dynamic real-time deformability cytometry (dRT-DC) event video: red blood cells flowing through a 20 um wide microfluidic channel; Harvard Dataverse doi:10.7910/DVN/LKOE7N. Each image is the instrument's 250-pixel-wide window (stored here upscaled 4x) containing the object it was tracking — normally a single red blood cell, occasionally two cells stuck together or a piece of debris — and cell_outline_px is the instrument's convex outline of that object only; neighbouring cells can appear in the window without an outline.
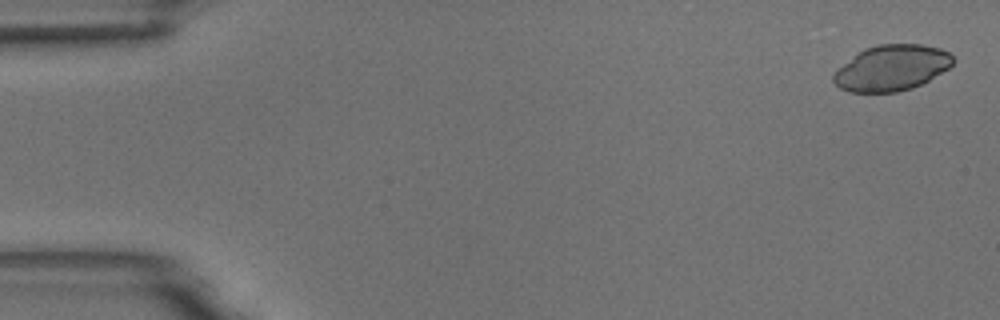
{"species": "common noctule bat (a hibernating species)", "species_latin": "Nyctalus noctula", "temperature_condition": "room temperature", "stored_images_in_passage": 55, "camera_frame_rate_fps": 3000, "um_per_image_px": 0.085, "animal": {"sex": "male", "body_mass_g": 18.8}, "frame": {"image": 1, "passage_image": 2, "time_ms": 0.333, "image_size_px": [1000, 320], "cell_outline_px": [[956, 60], [948, 68], [928, 80], [912, 88], [896, 92], [848, 92], [840, 88], [832, 80], [832, 76], [836, 68], [864, 48], [876, 44], [924, 44], [940, 48], [948, 52]], "centroid_in_image_um": [75.76, 5.76], "position_along_channel_um": 9.2, "area_um2": 31.96}}